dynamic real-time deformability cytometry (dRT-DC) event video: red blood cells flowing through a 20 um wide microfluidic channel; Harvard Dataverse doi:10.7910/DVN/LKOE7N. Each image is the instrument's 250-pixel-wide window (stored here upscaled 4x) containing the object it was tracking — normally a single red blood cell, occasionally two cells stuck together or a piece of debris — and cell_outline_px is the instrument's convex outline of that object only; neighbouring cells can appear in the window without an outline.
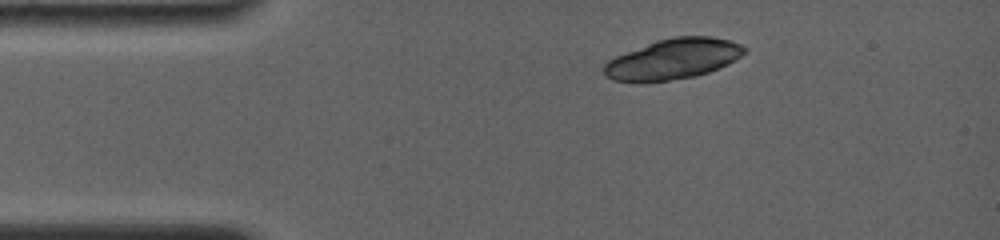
{"species": "common noctule bat (a hibernating species)", "species_latin": "Nyctalus noctula", "temperature_condition": "room temperature", "stored_images_in_passage": 5, "camera_frame_rate_fps": 4000, "um_per_image_px": 0.085, "animal": {"sex": "female", "body_mass_g": 19.0, "forearm_length_mm": 56.7}, "frame": {"image": 1, "passage_image": 1, "time_ms": 0.0, "image_size_px": [1000, 240], "cell_outline_px": [[748, 52], [728, 64], [708, 72], [696, 76], [644, 84], [612, 80], [604, 76], [604, 64], [608, 60], [616, 56], [656, 40], [676, 36], [712, 36], [728, 40], [740, 44], [748, 48]], "centroid_in_image_um": [57.2, 5.04], "position_along_channel_um": 27.8, "area_um2": 33.58}}